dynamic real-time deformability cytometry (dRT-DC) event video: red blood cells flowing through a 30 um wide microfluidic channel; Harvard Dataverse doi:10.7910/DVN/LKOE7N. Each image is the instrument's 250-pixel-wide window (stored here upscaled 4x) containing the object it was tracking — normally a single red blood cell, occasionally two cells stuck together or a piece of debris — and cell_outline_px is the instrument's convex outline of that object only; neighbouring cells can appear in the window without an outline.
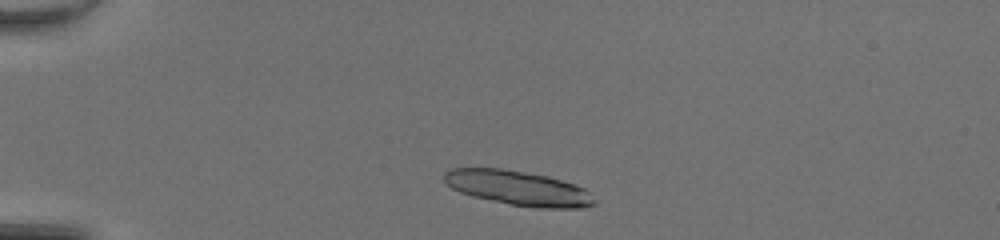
{"species": "common noctule bat (a hibernating species)", "species_latin": "Nyctalus noctula", "temperature_condition": "room temperature", "stored_images_in_passage": 39, "segment_of_instrument_passage": [1, 2], "camera_frame_rate_fps": 3000, "um_per_image_px": 0.085, "animal": {"sex": "female", "body_mass_g": 20.0, "forearm_length_mm": 54.0}, "frame": {"image": 1, "passage_image": 3, "time_ms": 0.667, "image_size_px": [1000, 240], "cell_outline_px": [[596, 204], [580, 208], [536, 208], [508, 204], [472, 196], [460, 192], [452, 188], [444, 180], [444, 172], [452, 168], [500, 168], [548, 176], [576, 184], [584, 188], [596, 200]], "centroid_in_image_um": [44.06, 15.99], "position_along_channel_um": 40.9, "area_um2": 30.35}}